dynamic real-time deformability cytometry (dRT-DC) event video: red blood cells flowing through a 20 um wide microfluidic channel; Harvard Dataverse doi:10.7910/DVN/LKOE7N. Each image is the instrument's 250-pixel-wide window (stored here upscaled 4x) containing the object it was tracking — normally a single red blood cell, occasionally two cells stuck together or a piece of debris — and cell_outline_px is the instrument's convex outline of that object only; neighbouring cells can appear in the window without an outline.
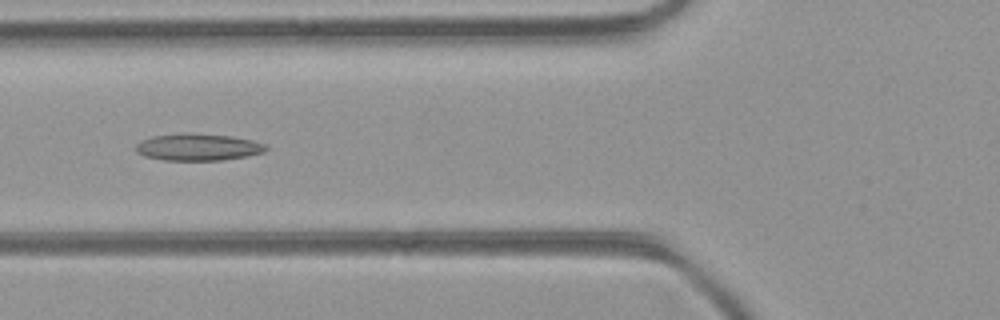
{"species": "common noctule bat (a hibernating species)", "species_latin": "Nyctalus noctula", "temperature_condition": "room temperature", "stored_images_in_passage": 3, "camera_frame_rate_fps": 3000, "um_per_image_px": 0.085, "animal": {"sex": "female", "body_mass_g": 21.9}, "frame": {"image": 1, "passage_image": 3, "time_ms": 0.667, "image_size_px": [1000, 320], "cell_outline_px": [[268, 148], [264, 152], [248, 156], [220, 160], [164, 160], [144, 156], [136, 152], [136, 144], [140, 140], [152, 136], [188, 132], [232, 136], [252, 140], [264, 144]], "centroid_in_image_um": [16.81, 12.49], "position_along_channel_um": 109.0, "area_um2": 20.58}}